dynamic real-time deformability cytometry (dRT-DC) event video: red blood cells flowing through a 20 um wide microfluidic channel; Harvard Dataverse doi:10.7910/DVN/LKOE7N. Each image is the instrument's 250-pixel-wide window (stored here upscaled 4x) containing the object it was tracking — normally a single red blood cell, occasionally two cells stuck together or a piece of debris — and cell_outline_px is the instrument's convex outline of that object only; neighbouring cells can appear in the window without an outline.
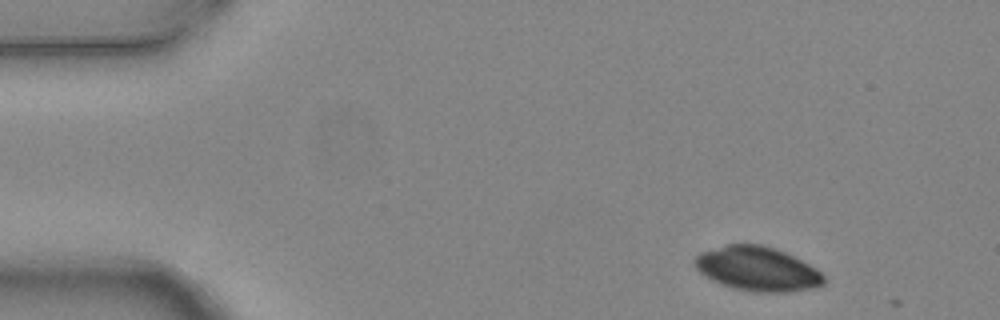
{"species": "common noctule bat (a hibernating species)", "species_latin": "Nyctalus noctula", "temperature_condition": "warm", "stored_images_in_passage": 3, "camera_frame_rate_fps": 3000, "um_per_image_px": 0.085, "animal": {"sex": "female", "body_mass_g": 24.6, "forearm_length_mm": 56.2}, "frame": {"image": 1, "passage_image": 1, "time_ms": 0.0, "image_size_px": [1000, 320], "cell_outline_px": [[824, 284], [816, 288], [792, 292], [752, 292], [732, 288], [720, 284], [704, 276], [696, 268], [692, 260], [700, 252], [728, 244], [760, 244], [776, 248], [816, 268], [824, 276]], "centroid_in_image_um": [64.36, 22.87], "position_along_channel_um": 20.6, "area_um2": 33.52}}